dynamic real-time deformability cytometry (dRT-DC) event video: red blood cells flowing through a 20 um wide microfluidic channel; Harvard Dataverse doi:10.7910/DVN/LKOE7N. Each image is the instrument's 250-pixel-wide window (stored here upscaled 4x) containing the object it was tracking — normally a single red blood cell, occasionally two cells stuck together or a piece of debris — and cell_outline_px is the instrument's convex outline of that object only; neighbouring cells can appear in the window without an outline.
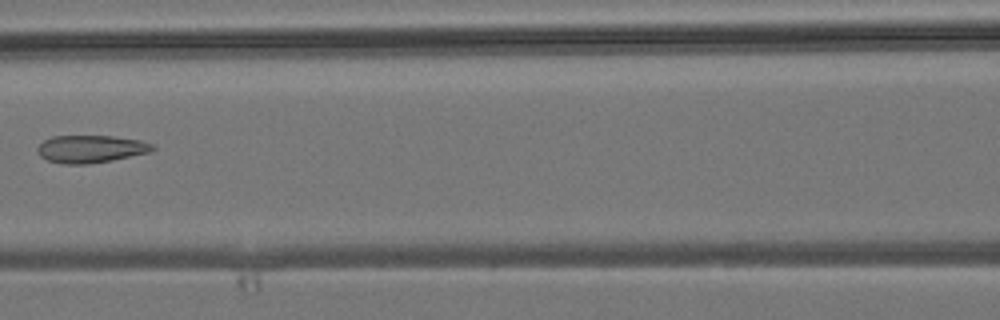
{"species": "common noctule bat (a hibernating species)", "species_latin": "Nyctalus noctula", "temperature_condition": "room temperature", "stored_images_in_passage": 6, "camera_frame_rate_fps": 3000, "um_per_image_px": 0.085, "animal": {"sex": "male", "body_mass_g": 19.2, "forearm_length_mm": 51.8}, "frame": {"image": 1, "passage_image": 6, "time_ms": 6.667, "image_size_px": [1000, 320], "cell_outline_px": [[156, 148], [152, 152], [112, 160], [88, 164], [64, 164], [48, 160], [40, 156], [36, 152], [36, 148], [44, 140], [52, 136], [112, 136], [140, 140], [152, 144]], "centroid_in_image_um": [7.71, 12.66], "position_along_channel_um": 158.9, "area_um2": 18.55}}